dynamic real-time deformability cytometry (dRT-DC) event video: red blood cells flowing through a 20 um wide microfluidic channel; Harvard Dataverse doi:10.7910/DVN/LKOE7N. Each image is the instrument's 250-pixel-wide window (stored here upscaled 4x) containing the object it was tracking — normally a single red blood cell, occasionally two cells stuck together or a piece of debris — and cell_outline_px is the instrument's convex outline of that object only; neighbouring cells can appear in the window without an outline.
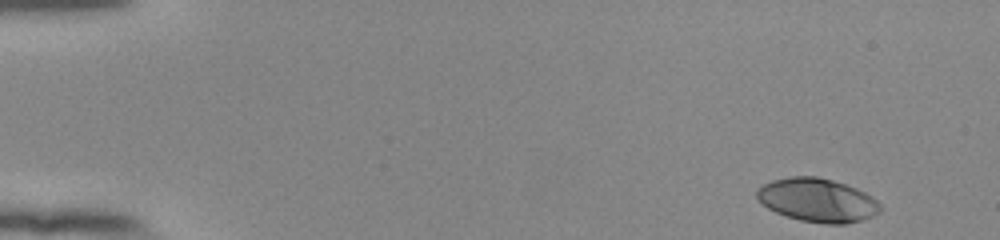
{"species": "human", "species_latin": "Homo sapiens", "temperature_condition": "room temperature", "stored_images_in_passage": 51, "camera_frame_rate_fps": 3000, "um_per_image_px": 0.085, "donor": {"sex": "female"}, "frame": {"image": 1, "passage_image": 1, "time_ms": 0.0, "image_size_px": [1000, 240], "cell_outline_px": [[880, 212], [864, 220], [844, 224], [828, 224], [800, 220], [776, 212], [768, 208], [756, 196], [756, 192], [764, 184], [772, 180], [792, 176], [816, 176], [832, 180], [856, 188], [872, 196], [880, 204]], "centroid_in_image_um": [69.51, 17.01], "position_along_channel_um": 15.5, "area_um2": 31.1}}
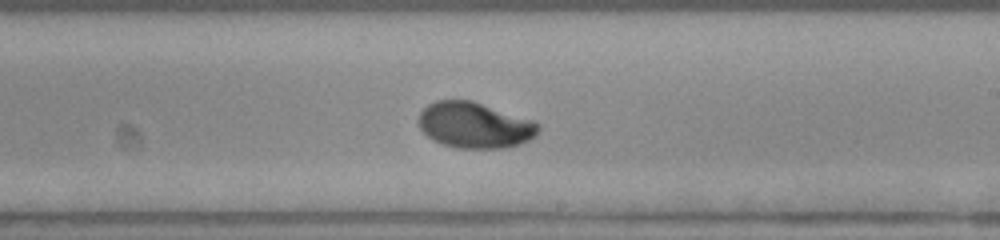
{"frame": {"image": 2, "passage_image": 30, "time_ms": 9.667, "image_size_px": [1000, 240], "cell_outline_px": [[540, 128], [536, 136], [520, 144], [504, 148], [456, 148], [432, 140], [416, 124], [420, 112], [428, 104], [436, 100], [472, 100], [536, 120], [540, 124]], "centroid_in_image_um": [40.37, 10.63], "position_along_channel_um": 248.6, "area_um2": 32.48}}
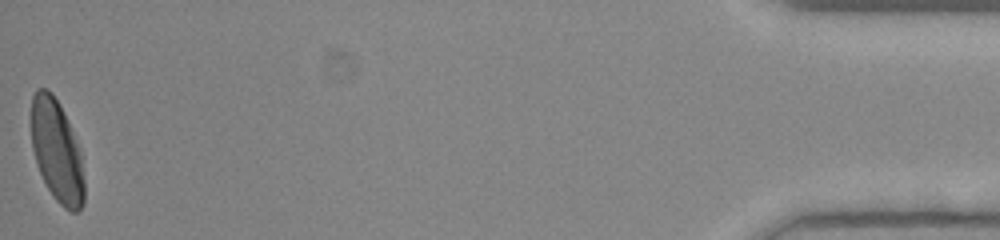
{"frame": {"image": 3, "passage_image": 51, "time_ms": 16.667, "image_size_px": [1000, 240], "cell_outline_px": [[84, 204], [76, 212], [72, 212], [64, 208], [52, 196], [36, 164], [32, 148], [32, 96], [36, 88], [48, 88], [52, 92], [60, 104], [72, 132], [80, 152], [84, 180]], "centroid_in_image_um": [4.82, 12.84], "position_along_channel_um": 430.4, "area_um2": 31.33}, "authors_computed_cell_mechanics": {"area_um2": 31.3276, "velocity_mm_per_s": 3.8567, "shape_relaxation_time_tau1_ms": 3.2372, "shape_relaxation_time_tau2_ms": 0.8322, "deformation_change_tau1": 0.1752, "deformation_change_tau2": 0.0336}}